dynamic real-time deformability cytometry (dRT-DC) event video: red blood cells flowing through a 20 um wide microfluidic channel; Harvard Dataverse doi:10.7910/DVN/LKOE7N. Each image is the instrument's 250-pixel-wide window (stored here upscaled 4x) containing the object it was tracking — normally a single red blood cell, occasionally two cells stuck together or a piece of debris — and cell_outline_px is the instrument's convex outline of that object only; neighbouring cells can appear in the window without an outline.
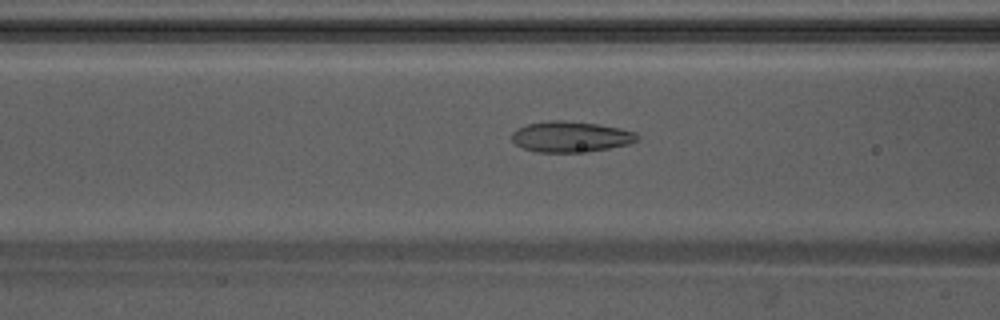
{"species": "Egyptian fruit bat (a non-hibernating species)", "species_latin": "Rousettus aegyptiacus", "temperature_condition": "warm", "stored_images_in_passage": 43, "camera_frame_rate_fps": 3000, "um_per_image_px": 0.085, "animal": {"sex": "male"}, "frame": {"image": 1, "passage_image": 10, "time_ms": 3.0, "image_size_px": [1000, 320], "cell_outline_px": [[640, 136], [636, 140], [628, 144], [588, 152], [536, 152], [524, 148], [516, 144], [512, 140], [512, 132], [516, 128], [528, 124], [548, 120], [560, 120], [596, 124], [620, 128], [636, 132]], "centroid_in_image_um": [48.49, 11.62], "position_along_channel_um": 118.1, "area_um2": 22.43}}
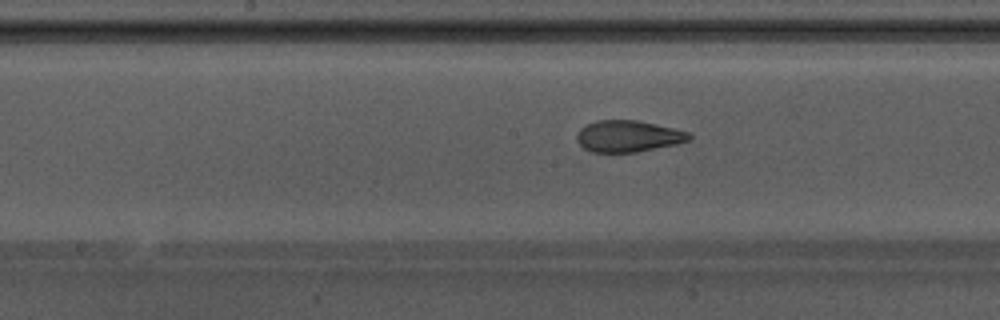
{"frame": {"image": 2, "passage_image": 16, "time_ms": 5.0, "image_size_px": [1000, 320], "cell_outline_px": [[692, 140], [676, 144], [636, 152], [592, 152], [584, 148], [576, 140], [576, 136], [580, 128], [596, 120], [636, 120], [672, 128], [688, 132], [692, 136]], "centroid_in_image_um": [53.38, 11.58], "position_along_channel_um": 194.8, "area_um2": 20.52}}
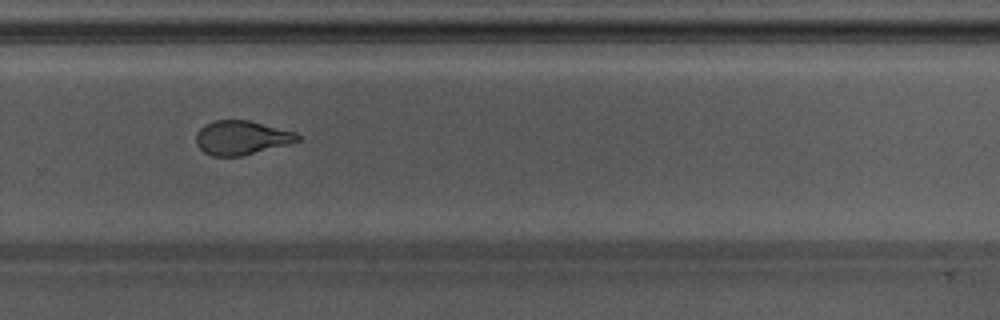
{"frame": {"image": 3, "passage_image": 25, "time_ms": 8.0, "image_size_px": [1000, 320], "cell_outline_px": [[300, 140], [240, 156], [212, 156], [204, 152], [196, 144], [196, 132], [204, 124], [216, 120], [248, 120], [296, 132], [300, 136]], "centroid_in_image_um": [20.48, 11.69], "position_along_channel_um": 309.3, "area_um2": 19.88}, "authors_computed_cell_mechanics": {"area_um2": 21.097, "velocity_mm_per_s": 3.8233, "shape_relaxation_time_tau1_ms": 7.0105, "shape_relaxation_time_tau2_ms": 1.4444, "deformation_change_tau1": 0.1984, "deformation_change_tau2": 0.0803}}